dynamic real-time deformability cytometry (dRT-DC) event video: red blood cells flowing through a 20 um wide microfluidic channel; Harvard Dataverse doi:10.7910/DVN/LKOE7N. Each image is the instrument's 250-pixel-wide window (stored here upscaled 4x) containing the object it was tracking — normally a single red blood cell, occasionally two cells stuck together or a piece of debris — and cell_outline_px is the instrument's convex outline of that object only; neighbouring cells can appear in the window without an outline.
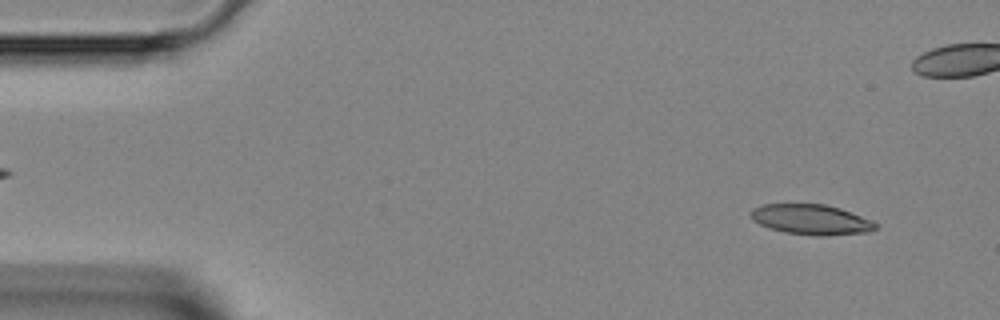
{"species": "Egyptian fruit bat (a non-hibernating species)", "species_latin": "Rousettus aegyptiacus", "temperature_condition": "room temperature", "stored_images_in_passage": 45, "camera_frame_rate_fps": 3000, "um_per_image_px": 0.085, "animal": {"sex": "female"}, "frame": {"image": 1, "passage_image": 3, "time_ms": 0.667, "image_size_px": [1000, 320], "cell_outline_px": [[880, 224], [876, 228], [868, 232], [824, 236], [816, 236], [784, 232], [760, 224], [752, 220], [748, 212], [752, 208], [764, 204], [824, 204], [840, 208], [872, 220]], "centroid_in_image_um": [68.95, 18.66], "position_along_channel_um": 16.1, "area_um2": 22.08}}
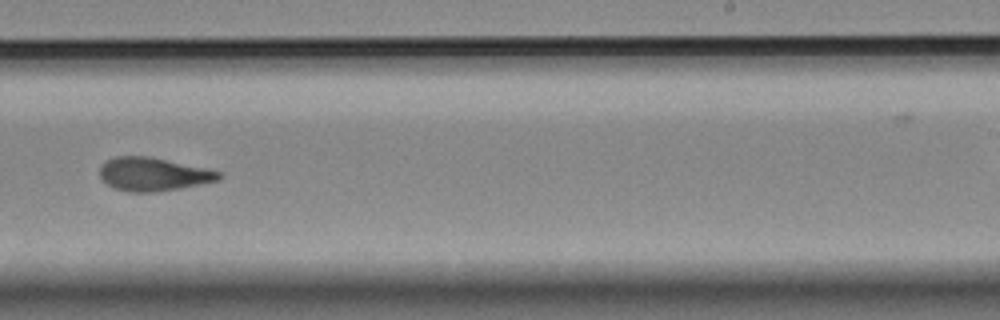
{"frame": {"image": 2, "passage_image": 27, "time_ms": 8.667, "image_size_px": [1000, 320], "cell_outline_px": [[220, 180], [180, 188], [152, 192], [128, 192], [116, 188], [108, 184], [100, 176], [100, 168], [108, 160], [116, 156], [148, 156], [204, 168], [220, 172]], "centroid_in_image_um": [13.01, 14.81], "position_along_channel_um": 276.0, "area_um2": 22.66}}
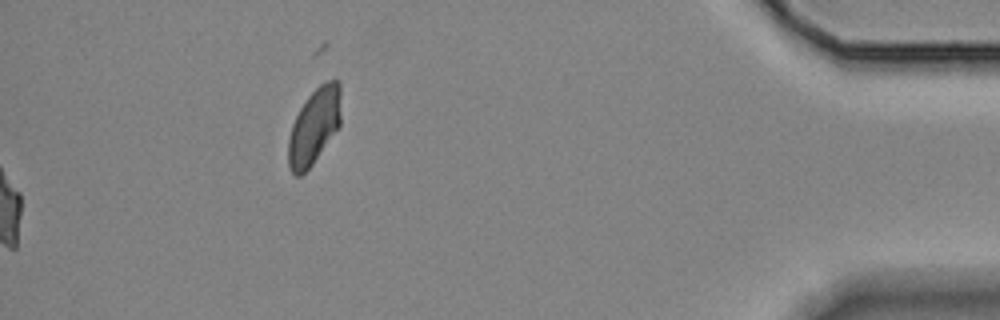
{"frame": {"image": 3, "passage_image": 45, "time_ms": 14.667, "image_size_px": [1000, 320], "cell_outline_px": [[340, 124], [312, 164], [300, 176], [296, 176], [292, 172], [288, 164], [288, 140], [292, 124], [300, 108], [308, 96], [324, 80], [340, 80]], "centroid_in_image_um": [26.7, 10.7], "position_along_channel_um": 408.5, "area_um2": 23.0}}